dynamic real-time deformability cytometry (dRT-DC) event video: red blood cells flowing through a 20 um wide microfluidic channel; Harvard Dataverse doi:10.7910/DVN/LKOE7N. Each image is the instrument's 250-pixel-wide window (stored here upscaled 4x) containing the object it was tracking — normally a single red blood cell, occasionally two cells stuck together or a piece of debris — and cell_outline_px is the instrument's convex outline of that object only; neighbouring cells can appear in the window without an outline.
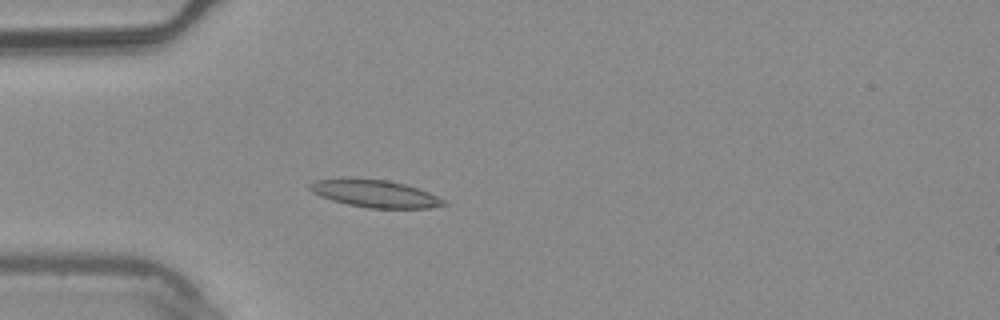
{"species": "common noctule bat (a hibernating species)", "species_latin": "Nyctalus noctula", "temperature_condition": "warm", "stored_images_in_passage": 4, "camera_frame_rate_fps": 3000, "um_per_image_px": 0.085, "animal": {"sex": "male", "body_mass_g": 20.4}, "frame": {"image": 1, "passage_image": 4, "time_ms": 1.0, "image_size_px": [1000, 320], "cell_outline_px": [[448, 204], [428, 208], [368, 208], [348, 204], [332, 200], [320, 196], [312, 192], [308, 188], [308, 184], [316, 180], [388, 180], [404, 184], [428, 192], [444, 200]], "centroid_in_image_um": [31.89, 16.49], "position_along_channel_um": 53.1, "area_um2": 20.63}}